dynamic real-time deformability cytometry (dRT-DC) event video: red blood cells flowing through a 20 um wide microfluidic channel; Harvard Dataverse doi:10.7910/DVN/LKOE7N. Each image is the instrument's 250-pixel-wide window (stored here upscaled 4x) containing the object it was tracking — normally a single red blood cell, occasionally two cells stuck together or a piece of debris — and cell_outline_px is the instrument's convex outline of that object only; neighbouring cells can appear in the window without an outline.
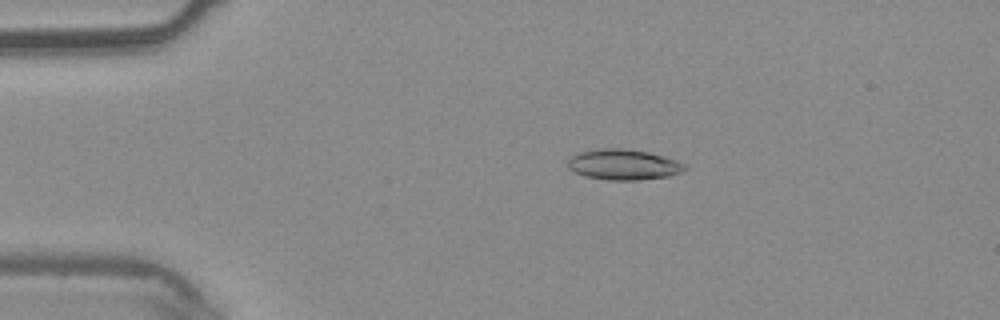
{"species": "common noctule bat (a hibernating species)", "species_latin": "Nyctalus noctula", "temperature_condition": "warm", "stored_images_in_passage": 3, "camera_frame_rate_fps": 3000, "um_per_image_px": 0.085, "animal": {"sex": "male", "body_mass_g": 20.4}, "frame": {"image": 1, "passage_image": 1, "time_ms": 0.0, "image_size_px": [1000, 320], "cell_outline_px": [[688, 168], [680, 172], [668, 176], [640, 180], [608, 180], [584, 176], [568, 168], [568, 160], [572, 156], [580, 152], [604, 148], [620, 148], [648, 152], [664, 156], [676, 160], [684, 164]], "centroid_in_image_um": [53.0, 13.99], "position_along_channel_um": 32.0, "area_um2": 20.69}}